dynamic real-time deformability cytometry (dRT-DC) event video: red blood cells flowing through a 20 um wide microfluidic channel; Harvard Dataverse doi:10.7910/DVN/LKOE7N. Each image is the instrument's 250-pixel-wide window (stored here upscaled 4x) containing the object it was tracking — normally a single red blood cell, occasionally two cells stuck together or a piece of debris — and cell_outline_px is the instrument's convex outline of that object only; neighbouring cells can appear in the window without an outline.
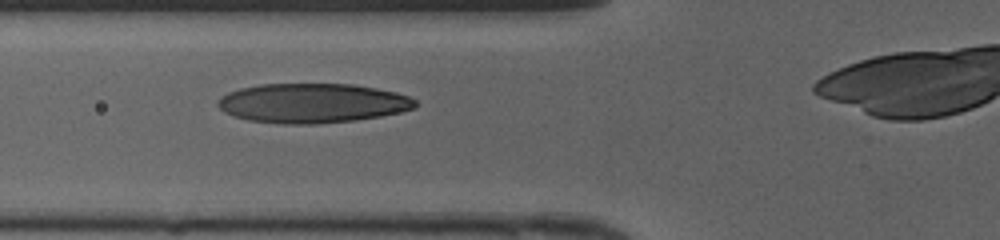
{"species": "human", "species_latin": "Homo sapiens", "temperature_condition": "cold", "stored_images_in_passage": 33, "camera_frame_rate_fps": 3000, "um_per_image_px": 0.085, "donor": {"sex": "female"}, "frame": {"image": 1, "passage_image": 9, "time_ms": 2.667, "image_size_px": [1000, 240], "cell_outline_px": [[416, 108], [400, 112], [380, 116], [356, 120], [316, 124], [284, 124], [248, 120], [232, 116], [224, 112], [216, 104], [228, 92], [240, 88], [260, 84], [352, 84], [376, 88], [396, 92], [408, 96], [416, 100]], "centroid_in_image_um": [26.56, 8.77], "position_along_channel_um": 99.2, "area_um2": 45.49}}
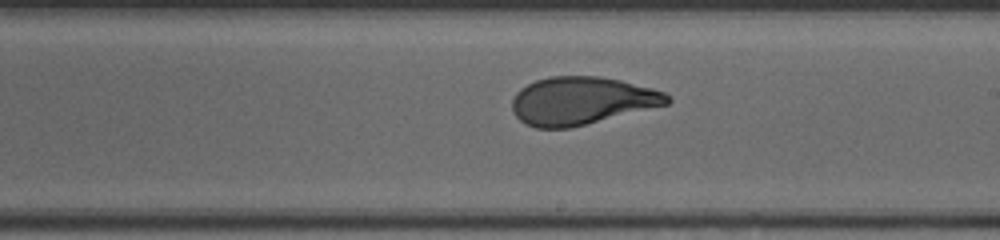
{"frame": {"image": 2, "passage_image": 19, "time_ms": 6.0, "image_size_px": [1000, 240], "cell_outline_px": [[672, 100], [668, 104], [572, 128], [536, 128], [524, 124], [512, 112], [512, 100], [516, 92], [520, 88], [536, 80], [552, 76], [600, 76], [620, 80], [652, 88], [664, 92], [672, 96]], "centroid_in_image_um": [49.43, 8.57], "position_along_channel_um": 239.6, "area_um2": 43.47}}
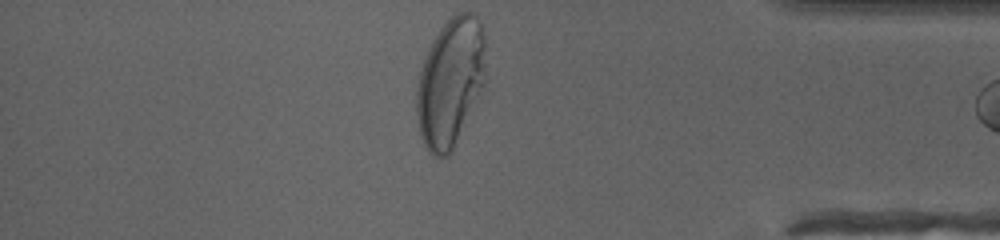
{"frame": {"image": 3, "passage_image": 32, "time_ms": 10.333, "image_size_px": [1000, 240], "cell_outline_px": [[484, 84], [448, 156], [432, 156], [428, 152], [420, 136], [416, 116], [416, 88], [420, 72], [428, 48], [432, 40], [440, 28], [456, 12], [476, 12], [480, 20], [484, 36]], "centroid_in_image_um": [38.25, 6.95], "position_along_channel_um": 396.9, "area_um2": 51.33}}